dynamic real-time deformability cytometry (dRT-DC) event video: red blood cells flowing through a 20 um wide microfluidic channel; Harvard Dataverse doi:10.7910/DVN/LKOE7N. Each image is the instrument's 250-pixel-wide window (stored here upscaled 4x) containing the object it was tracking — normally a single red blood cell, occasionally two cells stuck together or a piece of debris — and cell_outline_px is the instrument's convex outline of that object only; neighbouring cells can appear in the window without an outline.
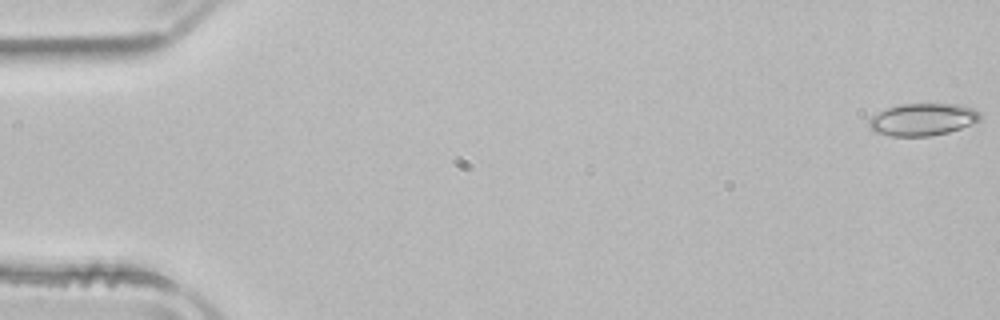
{"species": "common noctule bat (a hibernating species)", "species_latin": "Nyctalus noctula", "temperature_condition": "room temperature", "stored_images_in_passage": 52, "camera_frame_rate_fps": 3000, "um_per_image_px": 0.085, "animal": {"sex": "male", "body_mass_g": 21.5, "forearm_length_mm": 52.0}, "frame": {"image": 1, "passage_image": 1, "time_ms": 0.0, "image_size_px": [1000, 320], "cell_outline_px": [[980, 120], [976, 124], [948, 132], [932, 136], [892, 136], [872, 132], [868, 128], [868, 120], [872, 116], [888, 108], [900, 104], [956, 104], [972, 108], [980, 112]], "centroid_in_image_um": [78.43, 10.17], "position_along_channel_um": 6.6, "area_um2": 21.1}}
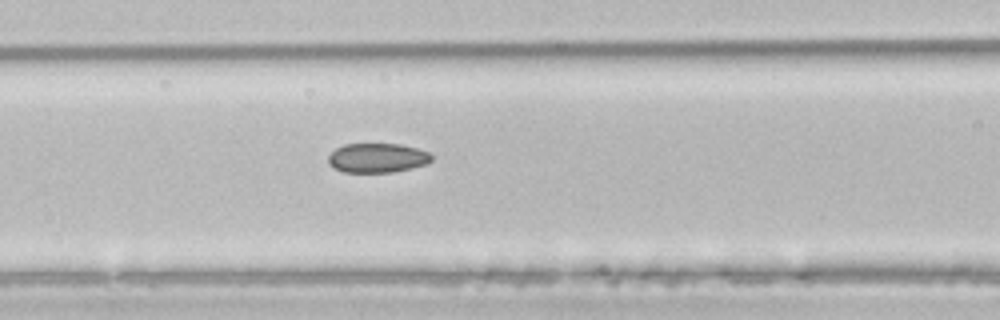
{"frame": {"image": 2, "passage_image": 22, "time_ms": 7.0, "image_size_px": [1000, 320], "cell_outline_px": [[432, 160], [424, 164], [392, 172], [344, 172], [332, 168], [328, 164], [328, 156], [336, 148], [344, 144], [400, 144], [416, 148], [428, 152], [432, 156]], "centroid_in_image_um": [32.02, 13.42], "position_along_channel_um": 134.6, "area_um2": 17.57}}
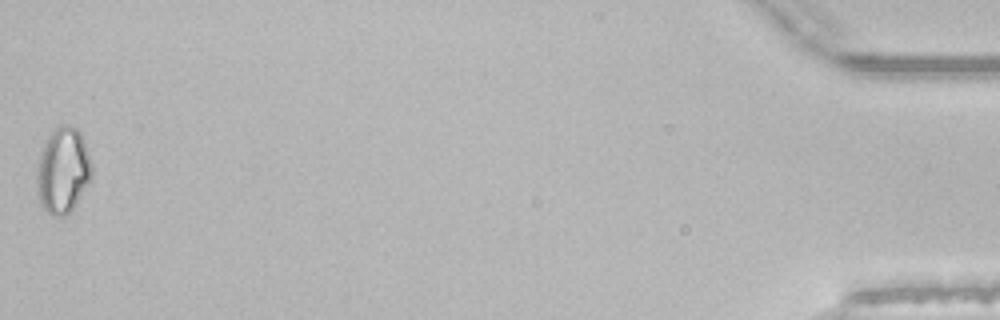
{"frame": {"image": 3, "passage_image": 52, "time_ms": 17.0, "image_size_px": [1000, 320], "cell_outline_px": [[92, 176], [76, 204], [64, 216], [52, 216], [40, 204], [36, 192], [36, 172], [40, 152], [48, 136], [60, 124], [68, 124], [76, 128], [80, 132], [84, 140], [92, 164]], "centroid_in_image_um": [5.33, 14.48], "position_along_channel_um": 429.9, "area_um2": 27.63}, "authors_computed_cell_mechanics": {"area_um2": 19.0162, "velocity_mm_per_s": 3.9356, "shape_relaxation_time_tau1_ms": null, "shape_relaxation_time_tau2_ms": 7.9595, "deformation_change_tau1": null, "deformation_change_tau2": 0.105}}